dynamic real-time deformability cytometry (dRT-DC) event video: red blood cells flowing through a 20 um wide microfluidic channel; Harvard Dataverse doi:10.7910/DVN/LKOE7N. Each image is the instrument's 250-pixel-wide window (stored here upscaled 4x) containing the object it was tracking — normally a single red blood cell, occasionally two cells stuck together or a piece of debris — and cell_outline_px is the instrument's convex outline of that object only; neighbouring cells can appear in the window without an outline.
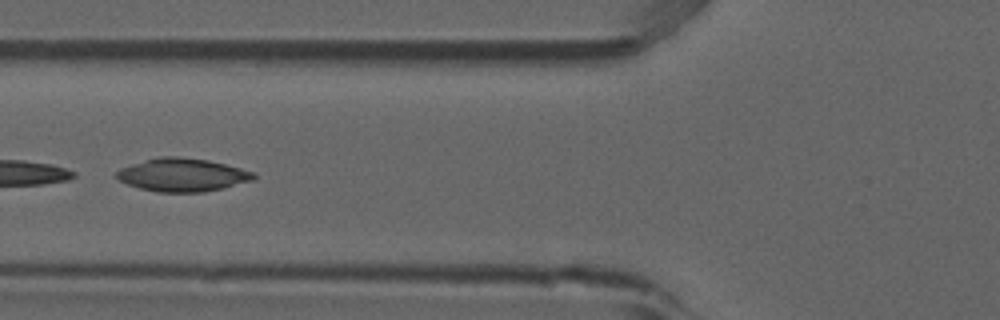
{"species": "common noctule bat (a hibernating species)", "species_latin": "Nyctalus noctula", "temperature_condition": "room temperature", "stored_images_in_passage": 10, "camera_frame_rate_fps": 3000, "um_per_image_px": 0.085, "animal": {"sex": "male", "forearm_length_mm": 52.5}, "frame": {"image": 1, "passage_image": 7, "time_ms": 2.0, "image_size_px": [1000, 320], "cell_outline_px": [[256, 176], [252, 180], [224, 188], [204, 192], [156, 192], [140, 188], [128, 184], [120, 180], [116, 176], [116, 172], [120, 168], [132, 164], [160, 156], [180, 156], [208, 160], [256, 172]], "centroid_in_image_um": [15.52, 14.86], "position_along_channel_um": 110.3, "area_um2": 26.41}}